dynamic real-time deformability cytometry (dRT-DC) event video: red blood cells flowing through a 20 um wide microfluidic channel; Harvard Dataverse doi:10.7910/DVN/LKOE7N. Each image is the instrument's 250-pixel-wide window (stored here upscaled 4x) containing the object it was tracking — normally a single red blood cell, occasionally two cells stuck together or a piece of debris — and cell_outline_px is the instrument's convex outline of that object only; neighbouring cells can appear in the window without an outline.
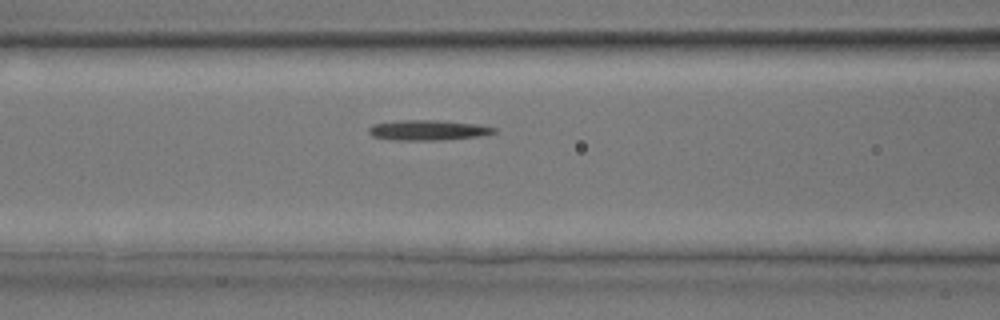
{"species": "common noctule bat (a hibernating species)", "species_latin": "Nyctalus noctula", "temperature_condition": "room temperature", "stored_images_in_passage": 29, "camera_frame_rate_fps": 3000, "um_per_image_px": 0.085, "animal": {"sex": "male", "body_mass_g": 17.9, "forearm_length_mm": 54.2}, "frame": {"image": 1, "passage_image": 9, "time_ms": 2.667, "image_size_px": [1000, 320], "cell_outline_px": [[496, 132], [480, 136], [444, 140], [396, 140], [372, 136], [368, 132], [368, 128], [372, 124], [396, 120], [436, 120], [476, 124], [496, 128]], "centroid_in_image_um": [36.34, 11.06], "position_along_channel_um": 130.3, "area_um2": 14.8}}
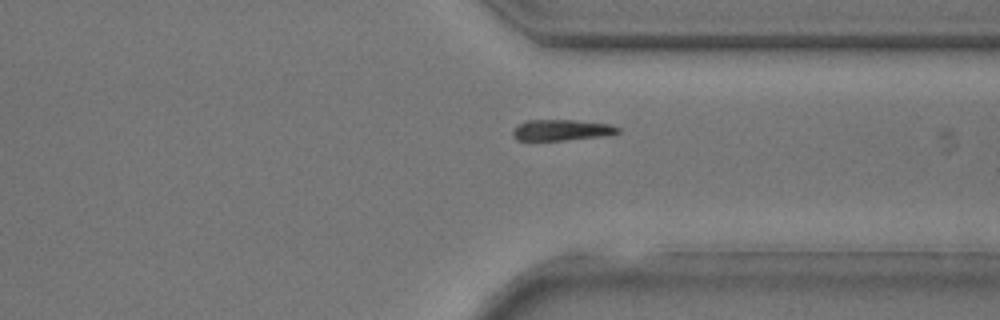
{"frame": {"image": 2, "passage_image": 22, "time_ms": 7.0, "image_size_px": [1000, 320], "cell_outline_px": [[620, 132], [604, 136], [528, 144], [516, 140], [512, 136], [512, 132], [520, 124], [528, 120], [576, 120], [612, 124], [620, 128]], "centroid_in_image_um": [47.66, 11.1], "position_along_channel_um": 363.7, "area_um2": 13.58}}
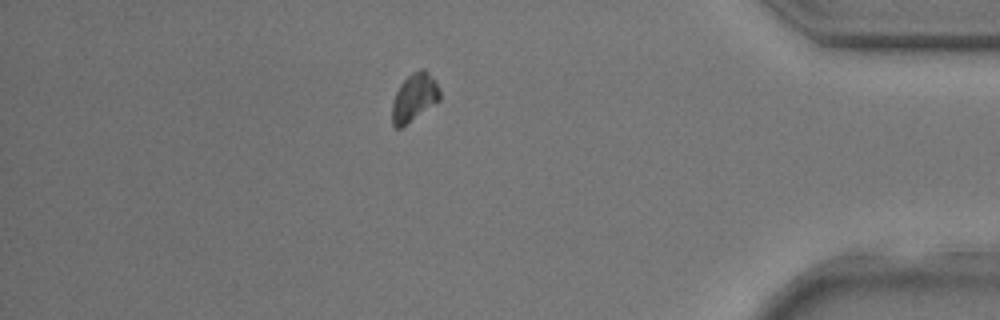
{"frame": {"image": 3, "passage_image": 26, "time_ms": 8.333, "image_size_px": [1000, 320], "cell_outline_px": [[440, 100], [400, 128], [396, 128], [392, 124], [392, 104], [396, 92], [400, 84], [412, 72], [420, 68], [424, 68], [428, 72], [436, 84], [440, 92]], "centroid_in_image_um": [35.19, 8.27], "position_along_channel_um": 400.0, "area_um2": 13.06}}